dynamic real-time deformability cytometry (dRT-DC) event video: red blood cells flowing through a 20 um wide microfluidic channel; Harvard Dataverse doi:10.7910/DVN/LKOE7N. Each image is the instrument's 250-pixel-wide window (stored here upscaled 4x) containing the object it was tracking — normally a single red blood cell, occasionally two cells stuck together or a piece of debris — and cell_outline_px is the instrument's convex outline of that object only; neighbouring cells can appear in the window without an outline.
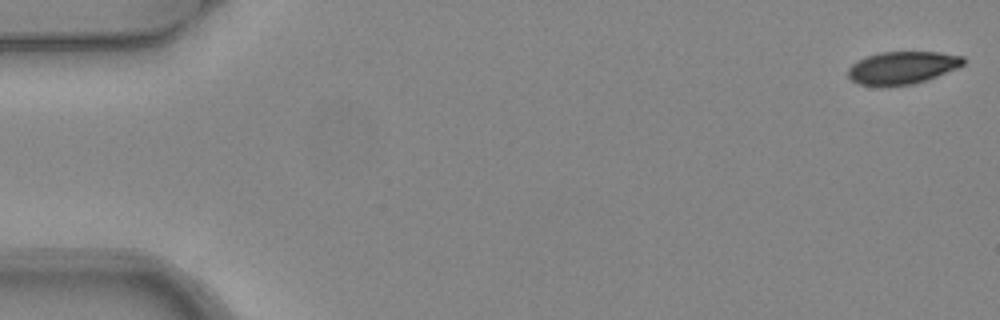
{"species": "common noctule bat (a hibernating species)", "species_latin": "Nyctalus noctula", "temperature_condition": "warm", "stored_images_in_passage": 7, "camera_frame_rate_fps": 3000, "um_per_image_px": 0.085, "animal": {"sex": "female", "body_mass_g": 24.6, "forearm_length_mm": 56.2}, "frame": {"image": 1, "passage_image": 1, "time_ms": 0.0, "image_size_px": [1000, 320], "cell_outline_px": [[964, 64], [956, 68], [936, 76], [912, 84], [880, 88], [860, 84], [852, 80], [848, 76], [848, 68], [856, 60], [880, 52], [940, 52], [964, 56]], "centroid_in_image_um": [76.65, 5.77], "position_along_channel_um": 8.4, "area_um2": 22.08}}
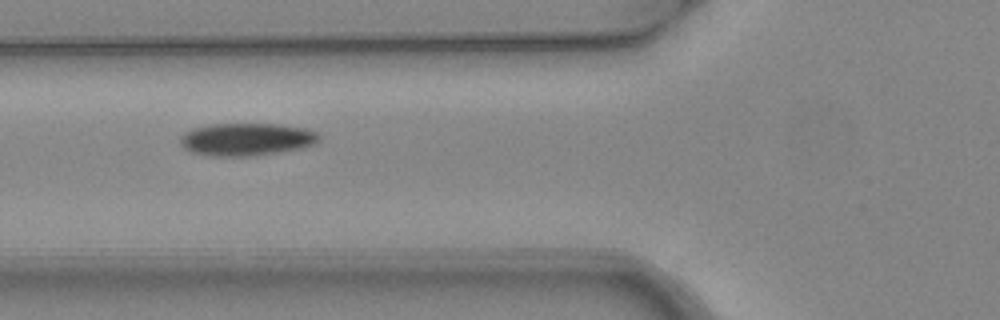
{"frame": {"image": 2, "passage_image": 5, "time_ms": 1.333, "image_size_px": [1000, 320], "cell_outline_px": [[320, 140], [316, 144], [300, 148], [252, 156], [208, 156], [192, 152], [184, 148], [180, 144], [180, 136], [184, 132], [192, 128], [212, 124], [276, 124], [304, 128], [316, 132], [320, 136]], "centroid_in_image_um": [20.92, 11.84], "position_along_channel_um": 104.9, "area_um2": 26.41}}
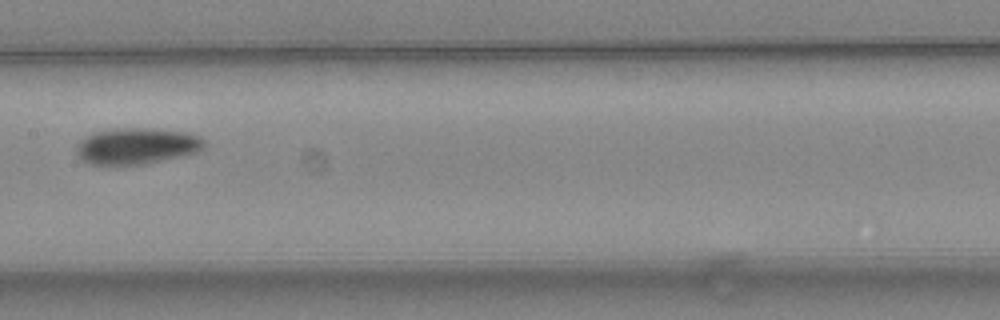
{"frame": {"image": 3, "passage_image": 7, "time_ms": 2.0, "image_size_px": [1000, 320], "cell_outline_px": [[204, 148], [200, 152], [184, 156], [144, 164], [112, 168], [88, 164], [80, 160], [76, 152], [76, 148], [84, 136], [92, 132], [116, 128], [152, 128], [188, 132], [200, 136], [204, 140]], "centroid_in_image_um": [11.58, 12.45], "position_along_channel_um": 195.8, "area_um2": 28.21}}